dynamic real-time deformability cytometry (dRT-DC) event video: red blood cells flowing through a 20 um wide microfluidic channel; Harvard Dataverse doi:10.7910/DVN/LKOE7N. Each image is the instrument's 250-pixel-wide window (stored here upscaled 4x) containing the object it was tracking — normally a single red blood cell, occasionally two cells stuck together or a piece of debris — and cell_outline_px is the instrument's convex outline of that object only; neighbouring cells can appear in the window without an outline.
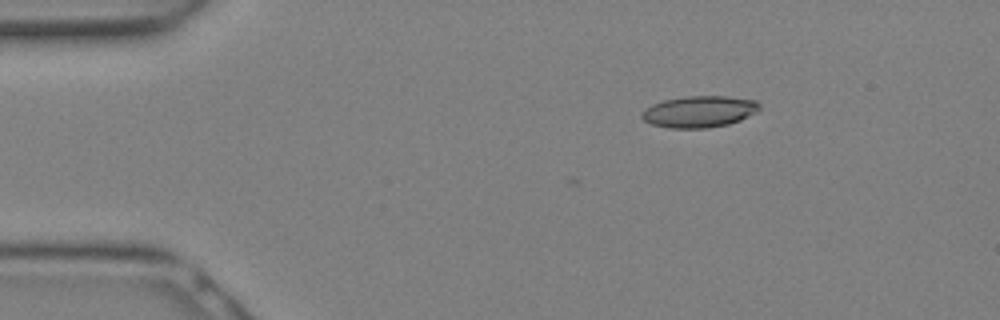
{"species": "Egyptian fruit bat (a non-hibernating species)", "species_latin": "Rousettus aegyptiacus", "temperature_condition": "warm", "stored_images_in_passage": 12, "camera_frame_rate_fps": 3000, "um_per_image_px": 0.085, "animal": {"sex": "female"}, "frame": {"image": 1, "passage_image": 1, "time_ms": 0.0, "image_size_px": [1000, 320], "cell_outline_px": [[760, 108], [756, 112], [740, 120], [728, 124], [708, 128], [668, 128], [652, 124], [644, 120], [640, 116], [640, 112], [644, 108], [652, 104], [664, 100], [688, 96], [728, 96], [756, 100], [760, 104]], "centroid_in_image_um": [59.42, 9.48], "position_along_channel_um": 25.6, "area_um2": 21.73}}
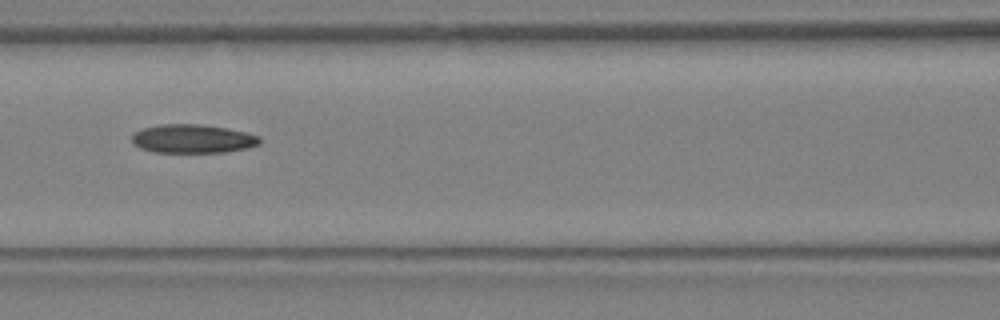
{"frame": {"image": 2, "passage_image": 9, "time_ms": 2.667, "image_size_px": [1000, 320], "cell_outline_px": [[260, 144], [248, 148], [224, 152], [156, 152], [140, 148], [132, 140], [132, 132], [140, 128], [160, 124], [200, 124], [224, 128], [244, 132], [260, 136]], "centroid_in_image_um": [16.35, 11.79], "position_along_channel_um": 150.2, "area_um2": 21.33}}
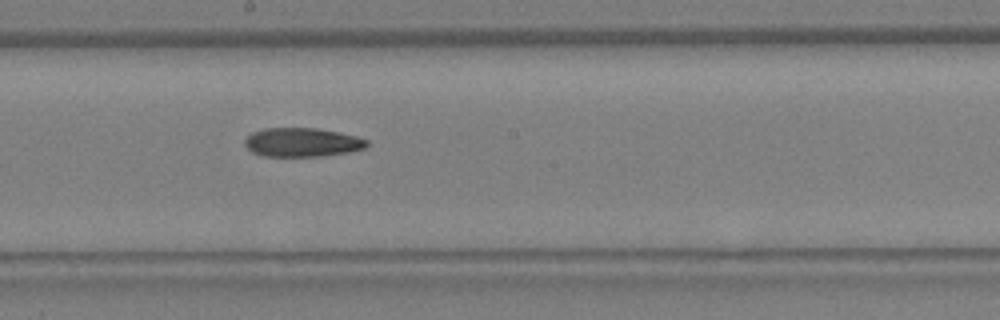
{"frame": {"image": 3, "passage_image": 12, "time_ms": 3.667, "image_size_px": [1000, 320], "cell_outline_px": [[368, 144], [364, 148], [348, 152], [320, 156], [264, 156], [252, 152], [244, 144], [244, 140], [252, 132], [264, 128], [316, 128], [356, 136], [368, 140]], "centroid_in_image_um": [25.65, 12.09], "position_along_channel_um": 222.5, "area_um2": 20.4}}